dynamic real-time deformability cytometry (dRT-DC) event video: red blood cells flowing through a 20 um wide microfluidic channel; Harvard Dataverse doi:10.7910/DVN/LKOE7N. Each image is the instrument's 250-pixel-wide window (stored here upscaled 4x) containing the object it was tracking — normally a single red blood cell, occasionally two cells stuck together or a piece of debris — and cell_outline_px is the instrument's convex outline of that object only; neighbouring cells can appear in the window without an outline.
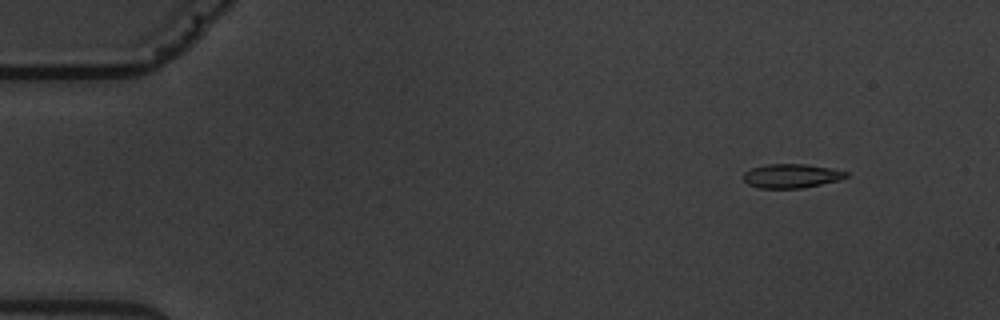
{"species": "common noctule bat (a hibernating species)", "species_latin": "Nyctalus noctula", "temperature_condition": "warm", "stored_images_in_passage": 6, "camera_frame_rate_fps": 3000, "um_per_image_px": 0.085, "animal": {"sex": "male", "body_mass_g": 19.5, "forearm_length_mm": 54.6}, "frame": {"image": 1, "passage_image": 2, "time_ms": 1.0, "image_size_px": [1000, 320], "cell_outline_px": [[848, 176], [840, 180], [804, 188], [760, 188], [748, 184], [740, 176], [744, 172], [752, 168], [768, 164], [804, 164], [832, 168], [848, 172]], "centroid_in_image_um": [67.27, 14.95], "position_along_channel_um": 17.7, "area_um2": 14.51}}
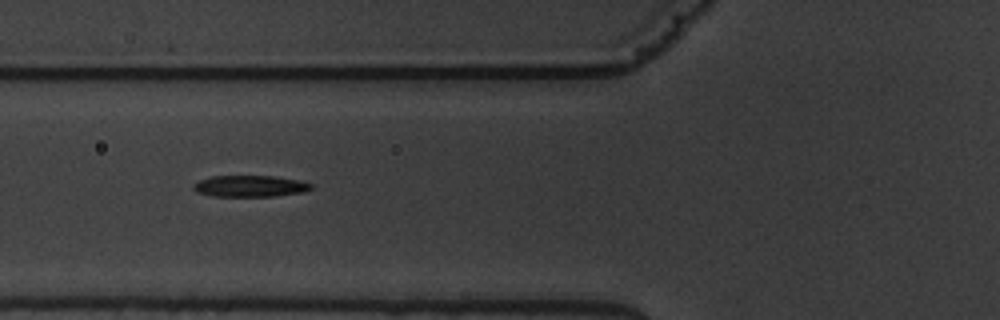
{"frame": {"image": 2, "passage_image": 5, "time_ms": 6.333, "image_size_px": [1000, 320], "cell_outline_px": [[312, 188], [300, 192], [272, 196], [212, 196], [196, 192], [192, 188], [192, 184], [200, 180], [212, 176], [276, 176], [300, 180], [312, 184]], "centroid_in_image_um": [21.21, 15.81], "position_along_channel_um": 104.6, "area_um2": 14.62}}
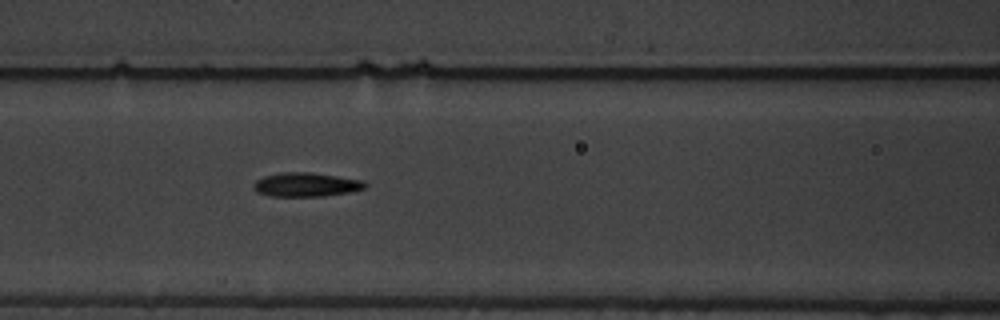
{"frame": {"image": 3, "passage_image": 6, "time_ms": 7.333, "image_size_px": [1000, 320], "cell_outline_px": [[368, 184], [364, 188], [348, 192], [324, 196], [268, 196], [256, 192], [252, 188], [252, 184], [256, 180], [264, 176], [280, 172], [308, 172], [364, 180]], "centroid_in_image_um": [25.96, 15.69], "position_along_channel_um": 140.6, "area_um2": 15.66}}